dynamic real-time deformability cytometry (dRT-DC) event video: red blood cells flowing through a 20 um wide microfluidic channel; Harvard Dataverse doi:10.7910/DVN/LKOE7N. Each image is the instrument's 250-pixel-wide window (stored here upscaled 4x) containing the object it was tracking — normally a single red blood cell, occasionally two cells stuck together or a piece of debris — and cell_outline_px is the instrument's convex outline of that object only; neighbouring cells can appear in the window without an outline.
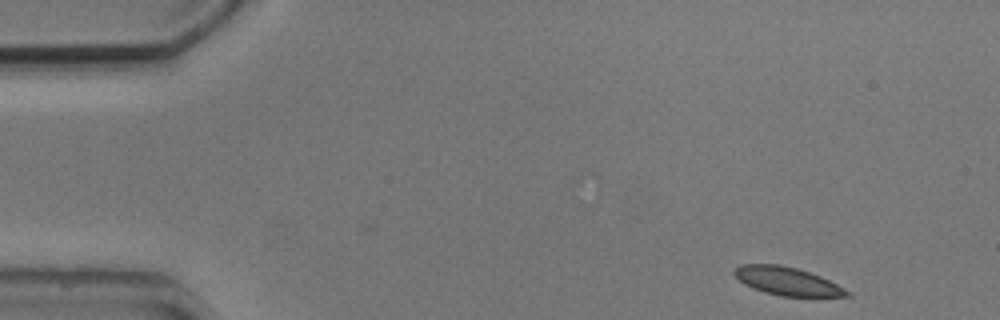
{"species": "common noctule bat (a hibernating species)", "species_latin": "Nyctalus noctula", "temperature_condition": "cold", "stored_images_in_passage": 4, "camera_frame_rate_fps": 3000, "um_per_image_px": 0.085, "animal": {"sex": "male", "body_mass_g": 20.5, "forearm_length_mm": 52.5}, "frame": {"image": 1, "passage_image": 1, "time_ms": 0.0, "image_size_px": [1000, 320], "cell_outline_px": [[852, 296], [780, 296], [764, 292], [752, 288], [744, 284], [732, 272], [740, 264], [780, 264], [796, 268], [820, 276], [852, 292]], "centroid_in_image_um": [66.9, 23.9], "position_along_channel_um": 18.1, "area_um2": 18.38}}
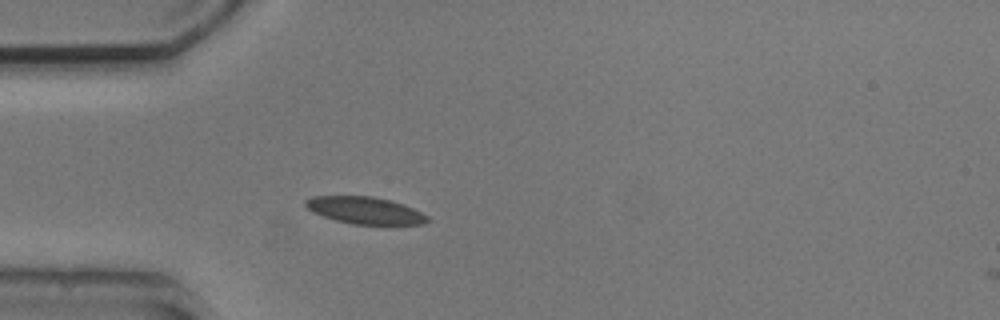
{"frame": {"image": 2, "passage_image": 4, "time_ms": 3.333, "image_size_px": [1000, 320], "cell_outline_px": [[432, 220], [424, 224], [352, 224], [336, 220], [312, 212], [304, 204], [304, 200], [312, 196], [372, 196], [392, 200], [404, 204], [428, 216]], "centroid_in_image_um": [31.04, 17.87], "position_along_channel_um": 54.0, "area_um2": 19.25}}